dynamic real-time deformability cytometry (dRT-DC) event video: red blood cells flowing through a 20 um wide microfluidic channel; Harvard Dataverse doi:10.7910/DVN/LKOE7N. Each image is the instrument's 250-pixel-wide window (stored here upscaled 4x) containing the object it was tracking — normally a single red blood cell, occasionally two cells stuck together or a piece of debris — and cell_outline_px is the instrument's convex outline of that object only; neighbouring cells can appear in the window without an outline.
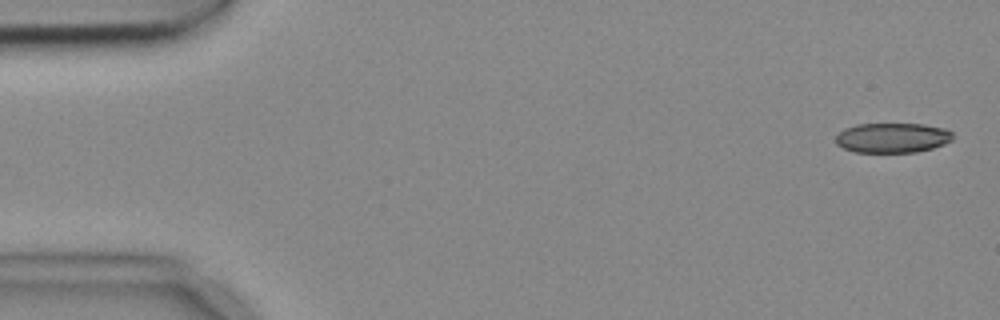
{"species": "common noctule bat (a hibernating species)", "species_latin": "Nyctalus noctula", "temperature_condition": "cold", "stored_images_in_passage": 9, "camera_frame_rate_fps": 3000, "um_per_image_px": 0.085, "animal": {"sex": "female", "body_mass_g": 18.4}, "frame": {"image": 1, "passage_image": 1, "time_ms": 0.0, "image_size_px": [1000, 320], "cell_outline_px": [[952, 140], [944, 144], [932, 148], [916, 152], [856, 152], [844, 148], [836, 144], [836, 136], [844, 128], [856, 124], [924, 124], [944, 128], [952, 132]], "centroid_in_image_um": [75.85, 11.71], "position_along_channel_um": 9.1, "area_um2": 20.35}}
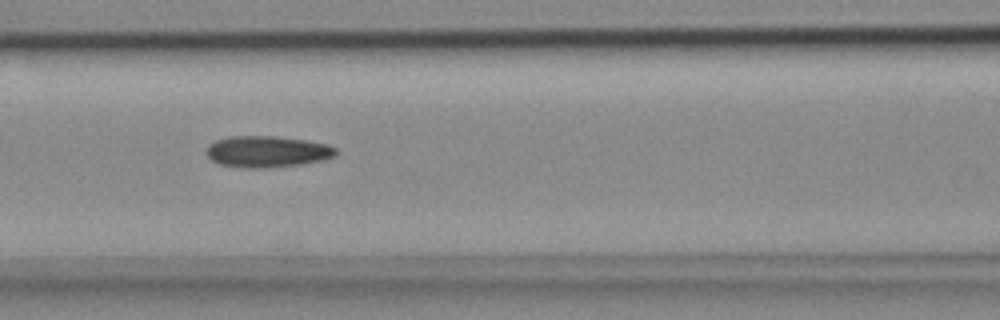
{"frame": {"image": 2, "passage_image": 7, "time_ms": 2.0, "image_size_px": [1000, 320], "cell_outline_px": [[336, 156], [324, 160], [300, 164], [260, 168], [244, 168], [220, 164], [212, 160], [204, 152], [208, 144], [216, 140], [228, 136], [272, 136], [304, 140], [328, 144], [336, 148]], "centroid_in_image_um": [22.68, 12.88], "position_along_channel_um": 143.9, "area_um2": 23.7}}
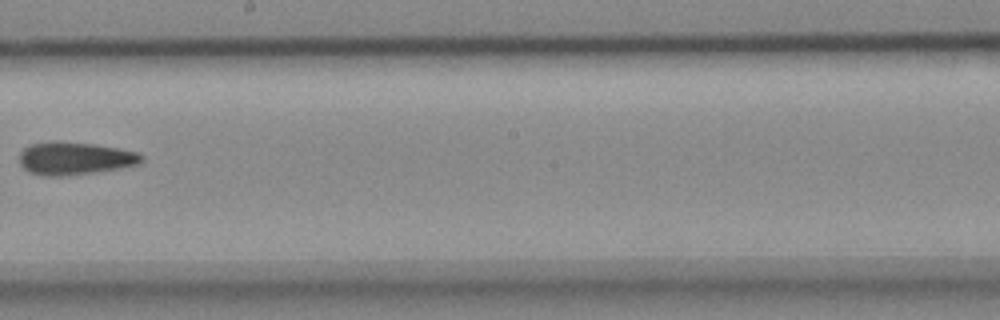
{"frame": {"image": 3, "passage_image": 9, "time_ms": 2.667, "image_size_px": [1000, 320], "cell_outline_px": [[144, 160], [140, 164], [120, 168], [96, 172], [60, 176], [44, 176], [28, 172], [20, 164], [20, 152], [24, 148], [32, 144], [56, 140], [96, 144], [120, 148], [140, 152], [144, 156]], "centroid_in_image_um": [6.4, 13.45], "position_along_channel_um": 241.8, "area_um2": 23.7}}